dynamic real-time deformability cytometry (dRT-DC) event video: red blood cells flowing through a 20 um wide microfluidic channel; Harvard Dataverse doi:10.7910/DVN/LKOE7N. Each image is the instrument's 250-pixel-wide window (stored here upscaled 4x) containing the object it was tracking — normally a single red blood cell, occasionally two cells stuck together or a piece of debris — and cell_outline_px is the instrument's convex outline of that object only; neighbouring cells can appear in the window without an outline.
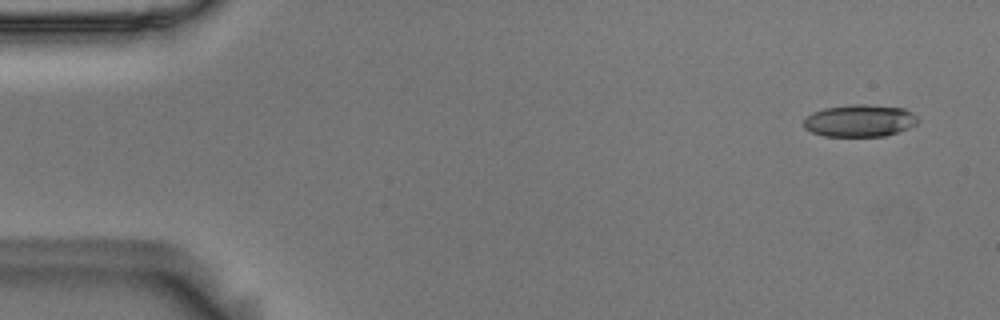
{"species": "Egyptian fruit bat (a non-hibernating species)", "species_latin": "Rousettus aegyptiacus", "temperature_condition": "room temperature", "stored_images_in_passage": 53, "camera_frame_rate_fps": 3000, "um_per_image_px": 0.085, "animal": {"sex": "male"}, "frame": {"image": 1, "passage_image": 1, "time_ms": 0.0, "image_size_px": [1000, 320], "cell_outline_px": [[920, 120], [916, 124], [908, 128], [884, 136], [824, 136], [812, 132], [804, 128], [804, 120], [812, 112], [824, 108], [852, 104], [864, 104], [904, 108], [912, 112]], "centroid_in_image_um": [73.07, 10.25], "position_along_channel_um": 11.9, "area_um2": 21.39}}
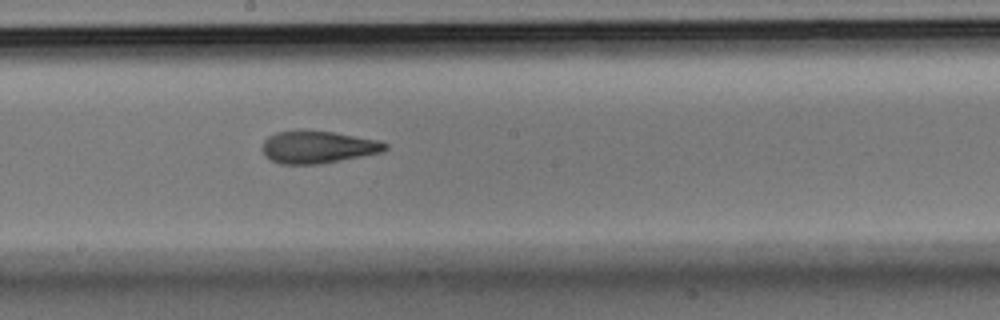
{"frame": {"image": 2, "passage_image": 28, "time_ms": 9.0, "image_size_px": [1000, 320], "cell_outline_px": [[388, 148], [384, 152], [320, 164], [280, 164], [264, 156], [260, 148], [264, 140], [268, 136], [276, 132], [332, 132], [380, 140], [388, 144]], "centroid_in_image_um": [27.03, 12.53], "position_along_channel_um": 221.2, "area_um2": 23.0}}
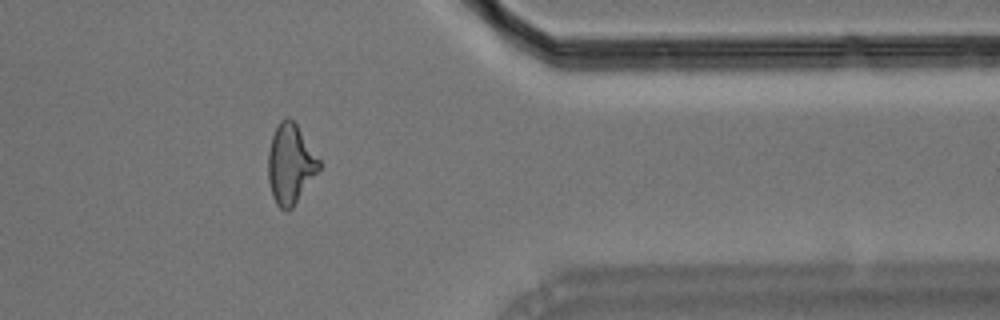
{"frame": {"image": 3, "passage_image": 43, "time_ms": 14.0, "image_size_px": [1000, 320], "cell_outline_px": [[320, 168], [292, 208], [288, 212], [280, 208], [276, 204], [272, 196], [268, 180], [268, 152], [272, 136], [280, 120], [288, 116], [296, 124], [320, 160]], "centroid_in_image_um": [24.66, 13.95], "position_along_channel_um": 386.7, "area_um2": 23.47}, "authors_computed_cell_mechanics": {"area_um2": 23.0622, "velocity_mm_per_s": 3.6217, "shape_relaxation_time_tau1_ms": 4.4993, "shape_relaxation_time_tau2_ms": 3.311, "deformation_change_tau1": 0.1944, "deformation_change_tau2": 0.138}}